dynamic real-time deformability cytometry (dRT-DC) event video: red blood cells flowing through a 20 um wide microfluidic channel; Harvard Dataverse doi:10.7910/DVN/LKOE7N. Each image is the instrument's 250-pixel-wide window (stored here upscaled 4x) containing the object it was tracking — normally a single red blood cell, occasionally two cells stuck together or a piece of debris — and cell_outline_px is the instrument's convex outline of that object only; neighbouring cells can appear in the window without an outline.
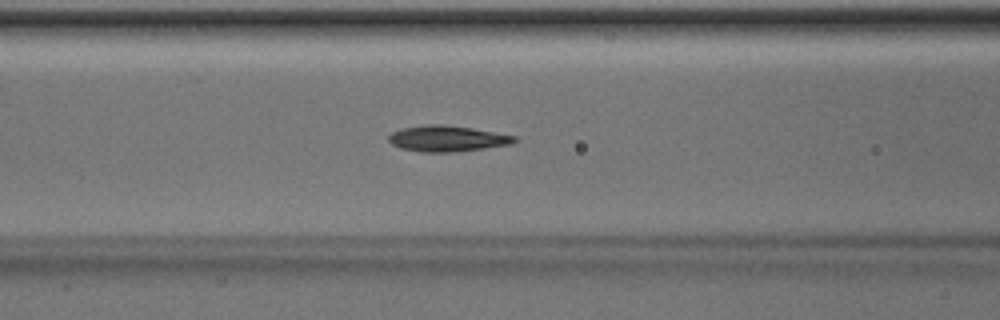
{"species": "Egyptian fruit bat (a non-hibernating species)", "species_latin": "Rousettus aegyptiacus", "temperature_condition": "room temperature", "stored_images_in_passage": 38, "camera_frame_rate_fps": 3000, "um_per_image_px": 0.085, "animal": {"sex": "male"}, "frame": {"image": 1, "passage_image": 7, "time_ms": 2.0, "image_size_px": [1000, 320], "cell_outline_px": [[516, 140], [512, 144], [484, 148], [452, 152], [420, 152], [400, 148], [392, 144], [388, 140], [388, 136], [392, 132], [400, 128], [424, 124], [444, 124], [472, 128], [516, 136]], "centroid_in_image_um": [37.96, 11.77], "position_along_channel_um": 128.6, "area_um2": 19.07}}
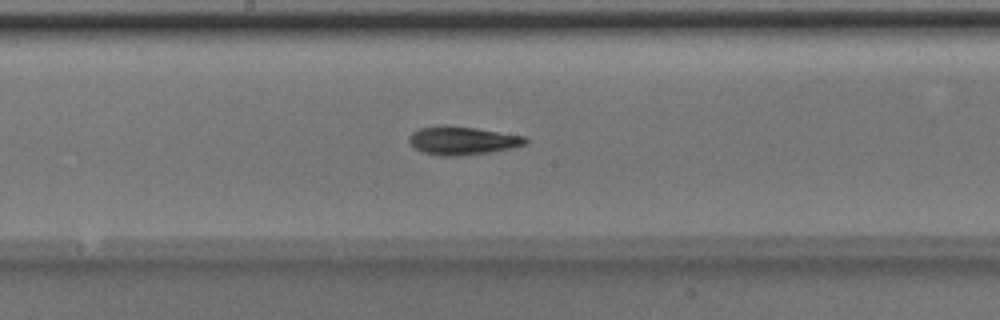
{"frame": {"image": 2, "passage_image": 13, "time_ms": 4.0, "image_size_px": [1000, 320], "cell_outline_px": [[528, 144], [512, 148], [464, 156], [440, 156], [424, 152], [416, 148], [408, 140], [408, 136], [412, 132], [420, 128], [444, 124], [448, 124], [476, 128], [524, 136], [528, 140]], "centroid_in_image_um": [39.3, 11.94], "position_along_channel_um": 208.9, "area_um2": 19.36}}
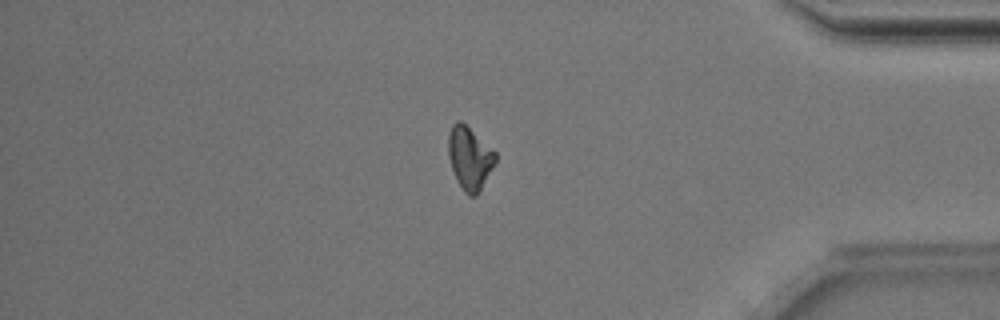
{"frame": {"image": 3, "passage_image": 29, "time_ms": 9.333, "image_size_px": [1000, 320], "cell_outline_px": [[496, 160], [492, 168], [476, 196], [468, 196], [464, 192], [456, 180], [448, 156], [448, 136], [452, 124], [456, 120], [460, 120], [496, 152]], "centroid_in_image_um": [39.89, 13.43], "position_along_channel_um": 395.3, "area_um2": 17.05}, "authors_computed_cell_mechanics": {"area_um2": 18.1203, "velocity_mm_per_s": 4.0108, "shape_relaxation_time_tau1_ms": 1.8044, "shape_relaxation_time_tau2_ms": 3.0946, "deformation_change_tau1": 0.1477, "deformation_change_tau2": 0.099}}